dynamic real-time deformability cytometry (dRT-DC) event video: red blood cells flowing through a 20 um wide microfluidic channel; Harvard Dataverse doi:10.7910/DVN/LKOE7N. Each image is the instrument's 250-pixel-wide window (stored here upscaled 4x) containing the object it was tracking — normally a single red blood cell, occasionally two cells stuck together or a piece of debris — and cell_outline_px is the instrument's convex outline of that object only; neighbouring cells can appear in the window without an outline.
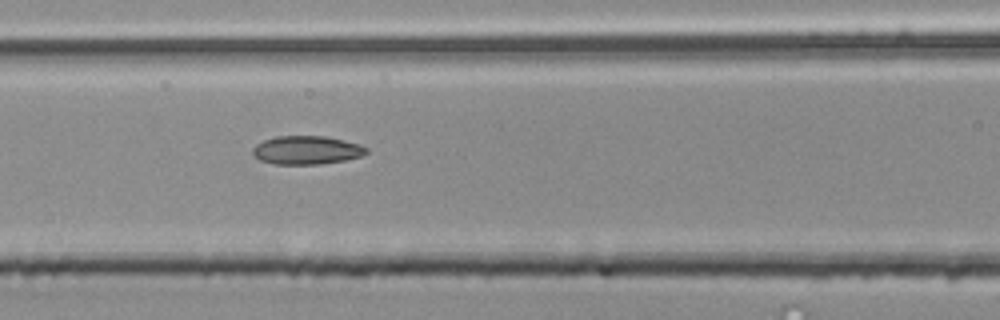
{"species": "common noctule bat (a hibernating species)", "species_latin": "Nyctalus noctula", "temperature_condition": "room temperature", "stored_images_in_passage": 4, "camera_frame_rate_fps": 3000, "um_per_image_px": 0.085, "animal": {"sex": "male", "body_mass_g": 20.4}, "frame": {"image": 1, "passage_image": 4, "time_ms": 1.0, "image_size_px": [1000, 320], "cell_outline_px": [[368, 152], [360, 156], [344, 160], [320, 164], [276, 164], [260, 160], [252, 152], [252, 148], [256, 144], [264, 140], [276, 136], [324, 136], [344, 140], [360, 144], [368, 148]], "centroid_in_image_um": [26.07, 12.75], "position_along_channel_um": 140.5, "area_um2": 18.79}}